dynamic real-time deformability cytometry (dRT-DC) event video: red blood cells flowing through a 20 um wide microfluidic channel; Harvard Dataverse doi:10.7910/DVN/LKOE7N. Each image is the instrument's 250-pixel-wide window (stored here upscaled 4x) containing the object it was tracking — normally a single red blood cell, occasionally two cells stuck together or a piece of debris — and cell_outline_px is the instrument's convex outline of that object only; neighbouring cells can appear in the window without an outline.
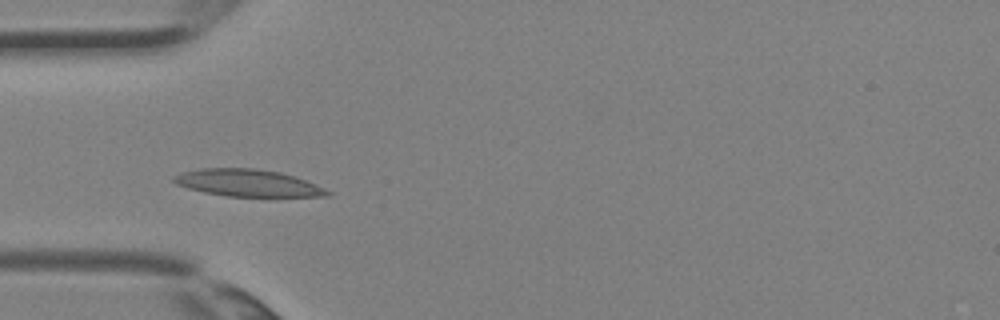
{"species": "Egyptian fruit bat (a non-hibernating species)", "species_latin": "Rousettus aegyptiacus", "temperature_condition": "room temperature", "stored_images_in_passage": 3, "camera_frame_rate_fps": 3000, "um_per_image_px": 0.085, "animal": {"sex": "female"}, "frame": {"image": 1, "passage_image": 2, "time_ms": 0.333, "image_size_px": [1000, 320], "cell_outline_px": [[332, 196], [224, 196], [204, 192], [188, 188], [176, 184], [172, 180], [172, 176], [184, 172], [200, 168], [256, 168], [280, 172], [316, 184], [332, 192]], "centroid_in_image_um": [21.05, 15.55], "position_along_channel_um": 64.0, "area_um2": 24.1}}
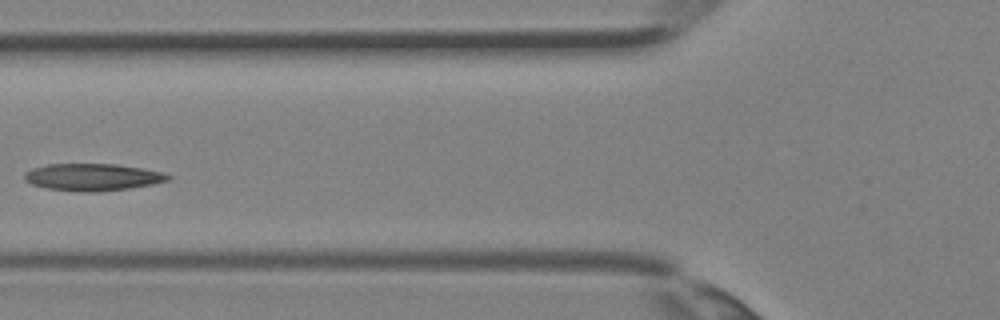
{"frame": {"image": 2, "passage_image": 3, "time_ms": 0.667, "image_size_px": [1000, 320], "cell_outline_px": [[172, 180], [152, 184], [128, 188], [100, 192], [80, 192], [48, 188], [32, 184], [24, 180], [24, 172], [32, 168], [48, 164], [116, 164], [144, 168], [164, 172], [172, 176]], "centroid_in_image_um": [7.91, 15.05], "position_along_channel_um": 117.9, "area_um2": 22.89}}